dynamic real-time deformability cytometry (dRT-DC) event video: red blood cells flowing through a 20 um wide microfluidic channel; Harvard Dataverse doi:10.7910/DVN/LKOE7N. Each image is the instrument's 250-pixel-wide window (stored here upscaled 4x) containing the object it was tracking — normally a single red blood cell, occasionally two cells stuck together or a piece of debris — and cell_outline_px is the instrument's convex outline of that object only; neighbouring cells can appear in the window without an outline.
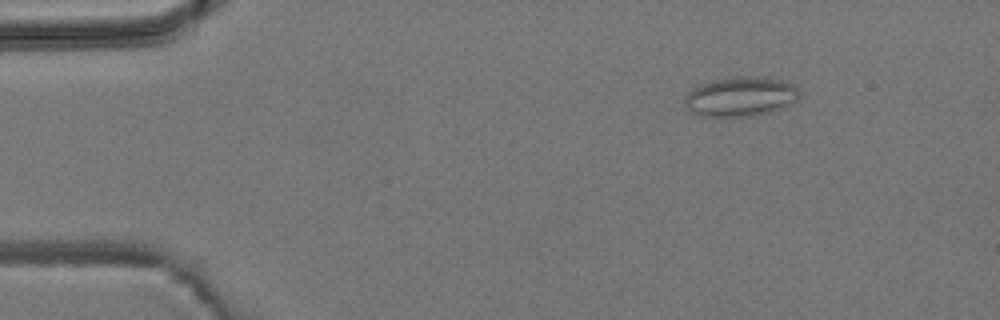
{"species": "common noctule bat (a hibernating species)", "species_latin": "Nyctalus noctula", "temperature_condition": "room temperature", "stored_images_in_passage": 7, "camera_frame_rate_fps": 3000, "um_per_image_px": 0.085, "animal": {"sex": "male", "body_mass_g": 19.2, "forearm_length_mm": 51.8}, "frame": {"image": 1, "passage_image": 2, "time_ms": 1.333, "image_size_px": [1000, 320], "cell_outline_px": [[800, 96], [796, 100], [780, 108], [768, 112], [752, 116], [700, 116], [688, 112], [684, 104], [684, 96], [692, 88], [700, 84], [712, 80], [736, 76], [764, 76], [780, 80], [792, 84], [800, 92]], "centroid_in_image_um": [62.88, 8.2], "position_along_channel_um": 22.1, "area_um2": 26.65}}
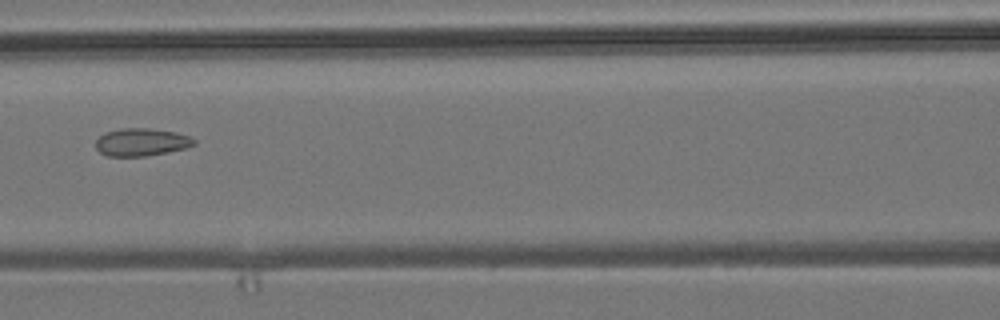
{"frame": {"image": 2, "passage_image": 6, "time_ms": 6.667, "image_size_px": [1000, 320], "cell_outline_px": [[196, 144], [184, 148], [168, 152], [144, 156], [108, 156], [100, 152], [96, 148], [96, 140], [104, 132], [120, 128], [148, 128], [176, 132], [188, 136], [196, 140]], "centroid_in_image_um": [12.0, 12.07], "position_along_channel_um": 154.6, "area_um2": 15.84}}
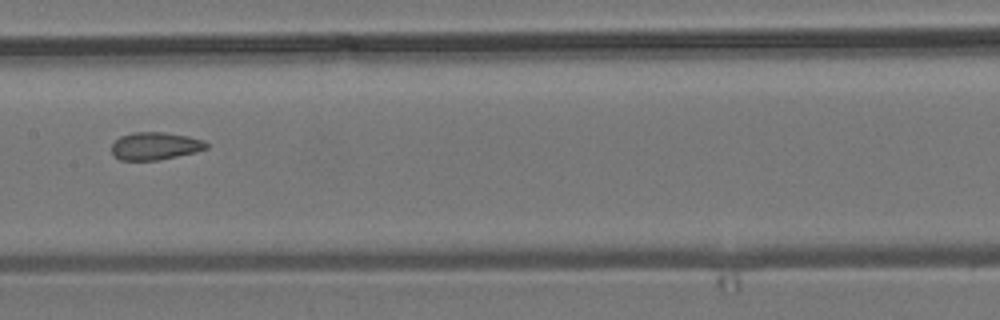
{"frame": {"image": 3, "passage_image": 7, "time_ms": 7.667, "image_size_px": [1000, 320], "cell_outline_px": [[208, 148], [196, 152], [156, 160], [120, 160], [112, 152], [112, 144], [120, 136], [132, 132], [164, 132], [188, 136], [204, 140], [208, 144]], "centroid_in_image_um": [13.2, 12.4], "position_along_channel_um": 194.2, "area_um2": 15.2}}